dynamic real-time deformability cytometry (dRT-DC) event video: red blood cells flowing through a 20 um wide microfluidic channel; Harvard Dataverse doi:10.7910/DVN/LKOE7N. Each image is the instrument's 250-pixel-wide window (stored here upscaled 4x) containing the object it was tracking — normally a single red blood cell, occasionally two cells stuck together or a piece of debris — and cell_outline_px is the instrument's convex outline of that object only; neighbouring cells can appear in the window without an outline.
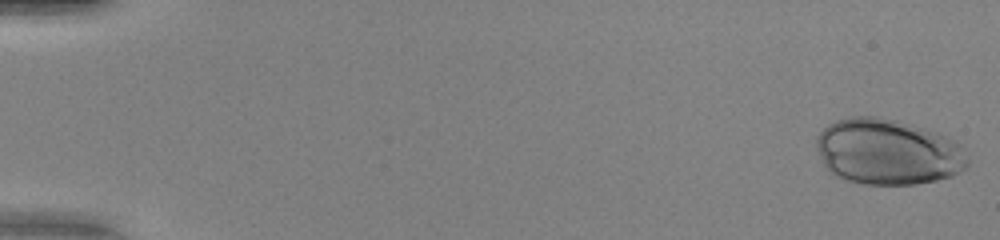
{"species": "human", "species_latin": "Homo sapiens", "temperature_condition": "warm", "stored_images_in_passage": 50, "camera_frame_rate_fps": 3000, "um_per_image_px": 0.085, "donor": {"sex": "female"}, "frame": {"image": 1, "passage_image": 1, "time_ms": 0.0, "image_size_px": [1000, 240], "cell_outline_px": [[968, 168], [952, 176], [936, 180], [916, 184], [864, 184], [844, 180], [836, 176], [824, 164], [816, 148], [816, 136], [828, 124], [836, 120], [852, 116], [872, 116], [896, 120], [924, 128], [948, 136], [956, 140], [964, 148], [968, 160]], "centroid_in_image_um": [75.49, 12.9], "position_along_channel_um": 9.5, "area_um2": 58.32}}
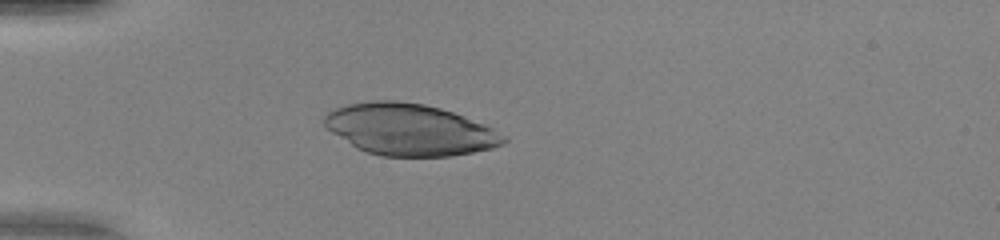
{"frame": {"image": 2, "passage_image": 15, "time_ms": 4.667, "image_size_px": [1000, 240], "cell_outline_px": [[508, 140], [504, 144], [492, 148], [452, 156], [380, 156], [356, 148], [332, 132], [324, 124], [324, 116], [332, 108], [348, 104], [376, 100], [396, 100], [424, 104], [440, 108], [452, 112], [484, 124], [508, 136]], "centroid_in_image_um": [34.82, 11.01], "position_along_channel_um": 50.2, "area_um2": 53.81}}